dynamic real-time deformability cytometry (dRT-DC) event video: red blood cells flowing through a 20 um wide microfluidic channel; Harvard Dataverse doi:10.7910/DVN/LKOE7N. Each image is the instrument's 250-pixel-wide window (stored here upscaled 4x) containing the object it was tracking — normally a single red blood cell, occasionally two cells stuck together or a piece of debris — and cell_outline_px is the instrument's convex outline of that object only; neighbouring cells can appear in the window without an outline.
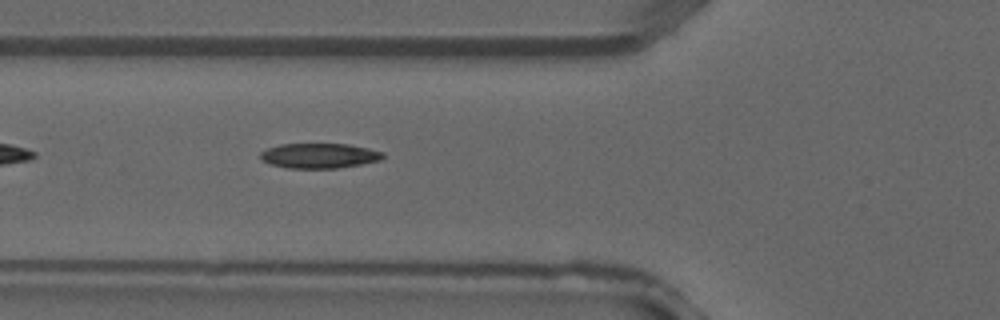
{"species": "common noctule bat (a hibernating species)", "species_latin": "Nyctalus noctula", "temperature_condition": "warm", "stored_images_in_passage": 6, "camera_frame_rate_fps": 3000, "um_per_image_px": 0.085, "animal": {"sex": "male", "forearm_length_mm": 52.5}, "frame": {"image": 1, "passage_image": 6, "time_ms": 1.667, "image_size_px": [1000, 320], "cell_outline_px": [[384, 156], [380, 160], [360, 164], [336, 168], [288, 168], [272, 164], [264, 160], [260, 156], [260, 152], [268, 148], [280, 144], [348, 144], [368, 148], [384, 152]], "centroid_in_image_um": [27.16, 13.23], "position_along_channel_um": 98.6, "area_um2": 17.63}}